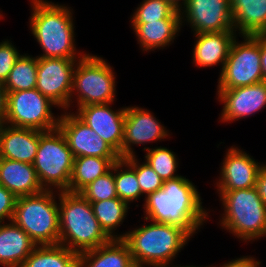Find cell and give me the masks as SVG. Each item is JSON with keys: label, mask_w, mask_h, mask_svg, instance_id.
Returning <instances> with one entry per match:
<instances>
[{"label": "cell", "mask_w": 266, "mask_h": 267, "mask_svg": "<svg viewBox=\"0 0 266 267\" xmlns=\"http://www.w3.org/2000/svg\"><path fill=\"white\" fill-rule=\"evenodd\" d=\"M21 267H79V254L60 244L36 246Z\"/></svg>", "instance_id": "cell-27"}, {"label": "cell", "mask_w": 266, "mask_h": 267, "mask_svg": "<svg viewBox=\"0 0 266 267\" xmlns=\"http://www.w3.org/2000/svg\"><path fill=\"white\" fill-rule=\"evenodd\" d=\"M260 57L263 77L266 81V34H260Z\"/></svg>", "instance_id": "cell-39"}, {"label": "cell", "mask_w": 266, "mask_h": 267, "mask_svg": "<svg viewBox=\"0 0 266 267\" xmlns=\"http://www.w3.org/2000/svg\"><path fill=\"white\" fill-rule=\"evenodd\" d=\"M214 192L217 193L218 199L215 201H219L221 210L211 206L209 222H216L217 228L242 243L240 247L266 239V205L256 187ZM217 210L219 211L216 212Z\"/></svg>", "instance_id": "cell-3"}, {"label": "cell", "mask_w": 266, "mask_h": 267, "mask_svg": "<svg viewBox=\"0 0 266 267\" xmlns=\"http://www.w3.org/2000/svg\"><path fill=\"white\" fill-rule=\"evenodd\" d=\"M256 188L260 198L262 199L263 203L266 205V162L261 167L257 181H256Z\"/></svg>", "instance_id": "cell-37"}, {"label": "cell", "mask_w": 266, "mask_h": 267, "mask_svg": "<svg viewBox=\"0 0 266 267\" xmlns=\"http://www.w3.org/2000/svg\"><path fill=\"white\" fill-rule=\"evenodd\" d=\"M40 130L0 124V158L34 163Z\"/></svg>", "instance_id": "cell-20"}, {"label": "cell", "mask_w": 266, "mask_h": 267, "mask_svg": "<svg viewBox=\"0 0 266 267\" xmlns=\"http://www.w3.org/2000/svg\"><path fill=\"white\" fill-rule=\"evenodd\" d=\"M181 29L190 34L235 31L230 0H187L180 11Z\"/></svg>", "instance_id": "cell-15"}, {"label": "cell", "mask_w": 266, "mask_h": 267, "mask_svg": "<svg viewBox=\"0 0 266 267\" xmlns=\"http://www.w3.org/2000/svg\"><path fill=\"white\" fill-rule=\"evenodd\" d=\"M114 180L120 200L127 202L132 208L135 206L136 209L143 205L145 197L141 193L135 169L124 158L114 163Z\"/></svg>", "instance_id": "cell-28"}, {"label": "cell", "mask_w": 266, "mask_h": 267, "mask_svg": "<svg viewBox=\"0 0 266 267\" xmlns=\"http://www.w3.org/2000/svg\"><path fill=\"white\" fill-rule=\"evenodd\" d=\"M11 37L0 40V82L5 83L16 60L23 53Z\"/></svg>", "instance_id": "cell-34"}, {"label": "cell", "mask_w": 266, "mask_h": 267, "mask_svg": "<svg viewBox=\"0 0 266 267\" xmlns=\"http://www.w3.org/2000/svg\"><path fill=\"white\" fill-rule=\"evenodd\" d=\"M73 162L72 151L58 127L49 131H40L33 166L44 190L69 192Z\"/></svg>", "instance_id": "cell-8"}, {"label": "cell", "mask_w": 266, "mask_h": 267, "mask_svg": "<svg viewBox=\"0 0 266 267\" xmlns=\"http://www.w3.org/2000/svg\"><path fill=\"white\" fill-rule=\"evenodd\" d=\"M17 197L0 184V223L12 221Z\"/></svg>", "instance_id": "cell-35"}, {"label": "cell", "mask_w": 266, "mask_h": 267, "mask_svg": "<svg viewBox=\"0 0 266 267\" xmlns=\"http://www.w3.org/2000/svg\"><path fill=\"white\" fill-rule=\"evenodd\" d=\"M58 128L63 133L73 157L121 158L98 134L74 112L62 111Z\"/></svg>", "instance_id": "cell-17"}, {"label": "cell", "mask_w": 266, "mask_h": 267, "mask_svg": "<svg viewBox=\"0 0 266 267\" xmlns=\"http://www.w3.org/2000/svg\"><path fill=\"white\" fill-rule=\"evenodd\" d=\"M27 28L41 49L37 57L82 58L89 51L78 48L76 10L69 3L53 0H28ZM82 49V50H81Z\"/></svg>", "instance_id": "cell-2"}, {"label": "cell", "mask_w": 266, "mask_h": 267, "mask_svg": "<svg viewBox=\"0 0 266 267\" xmlns=\"http://www.w3.org/2000/svg\"><path fill=\"white\" fill-rule=\"evenodd\" d=\"M12 221L22 228L37 246L59 244L58 191L17 197Z\"/></svg>", "instance_id": "cell-7"}, {"label": "cell", "mask_w": 266, "mask_h": 267, "mask_svg": "<svg viewBox=\"0 0 266 267\" xmlns=\"http://www.w3.org/2000/svg\"><path fill=\"white\" fill-rule=\"evenodd\" d=\"M156 114L140 104L126 106L122 158L139 155L135 148L140 147L138 150L145 152L154 144L156 147L160 142L173 139V132Z\"/></svg>", "instance_id": "cell-11"}, {"label": "cell", "mask_w": 266, "mask_h": 267, "mask_svg": "<svg viewBox=\"0 0 266 267\" xmlns=\"http://www.w3.org/2000/svg\"><path fill=\"white\" fill-rule=\"evenodd\" d=\"M128 226L130 228L123 240L130 249L136 267L178 265L179 254L183 255L182 251L193 239L181 227L156 223L143 217L136 224L134 222Z\"/></svg>", "instance_id": "cell-4"}, {"label": "cell", "mask_w": 266, "mask_h": 267, "mask_svg": "<svg viewBox=\"0 0 266 267\" xmlns=\"http://www.w3.org/2000/svg\"><path fill=\"white\" fill-rule=\"evenodd\" d=\"M163 1L168 2L173 8H175L179 12L184 8L187 2V0H163Z\"/></svg>", "instance_id": "cell-40"}, {"label": "cell", "mask_w": 266, "mask_h": 267, "mask_svg": "<svg viewBox=\"0 0 266 267\" xmlns=\"http://www.w3.org/2000/svg\"><path fill=\"white\" fill-rule=\"evenodd\" d=\"M90 203L93 213L105 233L111 239H123L128 231L127 225L124 227L123 223H128L126 220L129 218L132 207L118 197ZM122 226L127 228V231H121Z\"/></svg>", "instance_id": "cell-25"}, {"label": "cell", "mask_w": 266, "mask_h": 267, "mask_svg": "<svg viewBox=\"0 0 266 267\" xmlns=\"http://www.w3.org/2000/svg\"><path fill=\"white\" fill-rule=\"evenodd\" d=\"M116 105V102L90 104L79 107L74 113L122 158L126 104Z\"/></svg>", "instance_id": "cell-16"}, {"label": "cell", "mask_w": 266, "mask_h": 267, "mask_svg": "<svg viewBox=\"0 0 266 267\" xmlns=\"http://www.w3.org/2000/svg\"><path fill=\"white\" fill-rule=\"evenodd\" d=\"M215 90V102L222 107L216 120L220 125L236 124L266 109L265 80L249 86Z\"/></svg>", "instance_id": "cell-13"}, {"label": "cell", "mask_w": 266, "mask_h": 267, "mask_svg": "<svg viewBox=\"0 0 266 267\" xmlns=\"http://www.w3.org/2000/svg\"><path fill=\"white\" fill-rule=\"evenodd\" d=\"M135 37L136 45L142 54L167 50L177 42L182 32L180 12L173 17L159 21H148L144 24H129L128 26Z\"/></svg>", "instance_id": "cell-19"}, {"label": "cell", "mask_w": 266, "mask_h": 267, "mask_svg": "<svg viewBox=\"0 0 266 267\" xmlns=\"http://www.w3.org/2000/svg\"><path fill=\"white\" fill-rule=\"evenodd\" d=\"M216 89H232L264 81L260 57V34L237 35L233 40Z\"/></svg>", "instance_id": "cell-9"}, {"label": "cell", "mask_w": 266, "mask_h": 267, "mask_svg": "<svg viewBox=\"0 0 266 267\" xmlns=\"http://www.w3.org/2000/svg\"><path fill=\"white\" fill-rule=\"evenodd\" d=\"M79 193L89 202L118 197L114 180V164L107 173L88 184Z\"/></svg>", "instance_id": "cell-32"}, {"label": "cell", "mask_w": 266, "mask_h": 267, "mask_svg": "<svg viewBox=\"0 0 266 267\" xmlns=\"http://www.w3.org/2000/svg\"><path fill=\"white\" fill-rule=\"evenodd\" d=\"M117 77L115 68L103 55L88 52L74 69L69 111L90 104L118 102Z\"/></svg>", "instance_id": "cell-6"}, {"label": "cell", "mask_w": 266, "mask_h": 267, "mask_svg": "<svg viewBox=\"0 0 266 267\" xmlns=\"http://www.w3.org/2000/svg\"><path fill=\"white\" fill-rule=\"evenodd\" d=\"M0 184L16 197L33 195L44 189L33 164L0 158Z\"/></svg>", "instance_id": "cell-22"}, {"label": "cell", "mask_w": 266, "mask_h": 267, "mask_svg": "<svg viewBox=\"0 0 266 267\" xmlns=\"http://www.w3.org/2000/svg\"><path fill=\"white\" fill-rule=\"evenodd\" d=\"M79 267H136L127 243L111 239L108 243L79 254Z\"/></svg>", "instance_id": "cell-23"}, {"label": "cell", "mask_w": 266, "mask_h": 267, "mask_svg": "<svg viewBox=\"0 0 266 267\" xmlns=\"http://www.w3.org/2000/svg\"><path fill=\"white\" fill-rule=\"evenodd\" d=\"M186 175L165 180L163 186L150 193L140 207L141 217L156 223L183 228L194 240L210 224V206L204 205L202 192Z\"/></svg>", "instance_id": "cell-1"}, {"label": "cell", "mask_w": 266, "mask_h": 267, "mask_svg": "<svg viewBox=\"0 0 266 267\" xmlns=\"http://www.w3.org/2000/svg\"><path fill=\"white\" fill-rule=\"evenodd\" d=\"M165 145H158L142 152L144 154L143 160L152 167L163 181L182 175L179 173V170H181L180 165L182 164L179 153L167 147V144Z\"/></svg>", "instance_id": "cell-30"}, {"label": "cell", "mask_w": 266, "mask_h": 267, "mask_svg": "<svg viewBox=\"0 0 266 267\" xmlns=\"http://www.w3.org/2000/svg\"><path fill=\"white\" fill-rule=\"evenodd\" d=\"M140 156L124 158L136 172L142 195L146 198L150 193L159 190L163 186V180Z\"/></svg>", "instance_id": "cell-33"}, {"label": "cell", "mask_w": 266, "mask_h": 267, "mask_svg": "<svg viewBox=\"0 0 266 267\" xmlns=\"http://www.w3.org/2000/svg\"><path fill=\"white\" fill-rule=\"evenodd\" d=\"M4 12L5 11H3L2 8H0V21H2V20L4 21L5 20V17L6 16H5V13Z\"/></svg>", "instance_id": "cell-42"}, {"label": "cell", "mask_w": 266, "mask_h": 267, "mask_svg": "<svg viewBox=\"0 0 266 267\" xmlns=\"http://www.w3.org/2000/svg\"><path fill=\"white\" fill-rule=\"evenodd\" d=\"M256 267H264L263 262L261 261Z\"/></svg>", "instance_id": "cell-43"}, {"label": "cell", "mask_w": 266, "mask_h": 267, "mask_svg": "<svg viewBox=\"0 0 266 267\" xmlns=\"http://www.w3.org/2000/svg\"><path fill=\"white\" fill-rule=\"evenodd\" d=\"M120 158L75 157L69 192L79 193L88 184L107 173Z\"/></svg>", "instance_id": "cell-26"}, {"label": "cell", "mask_w": 266, "mask_h": 267, "mask_svg": "<svg viewBox=\"0 0 266 267\" xmlns=\"http://www.w3.org/2000/svg\"><path fill=\"white\" fill-rule=\"evenodd\" d=\"M81 58L37 57L36 89L55 103L60 110L69 111L73 73Z\"/></svg>", "instance_id": "cell-14"}, {"label": "cell", "mask_w": 266, "mask_h": 267, "mask_svg": "<svg viewBox=\"0 0 266 267\" xmlns=\"http://www.w3.org/2000/svg\"><path fill=\"white\" fill-rule=\"evenodd\" d=\"M7 114V91L4 83L0 82V124L5 123Z\"/></svg>", "instance_id": "cell-38"}, {"label": "cell", "mask_w": 266, "mask_h": 267, "mask_svg": "<svg viewBox=\"0 0 266 267\" xmlns=\"http://www.w3.org/2000/svg\"><path fill=\"white\" fill-rule=\"evenodd\" d=\"M36 246L13 221L0 223V267H21Z\"/></svg>", "instance_id": "cell-21"}, {"label": "cell", "mask_w": 266, "mask_h": 267, "mask_svg": "<svg viewBox=\"0 0 266 267\" xmlns=\"http://www.w3.org/2000/svg\"><path fill=\"white\" fill-rule=\"evenodd\" d=\"M190 262H188L186 265L184 263H181V264H178V265H173V266H165V267H209L207 264L206 265H201L198 264L197 265H194V263L192 265L189 264Z\"/></svg>", "instance_id": "cell-41"}, {"label": "cell", "mask_w": 266, "mask_h": 267, "mask_svg": "<svg viewBox=\"0 0 266 267\" xmlns=\"http://www.w3.org/2000/svg\"><path fill=\"white\" fill-rule=\"evenodd\" d=\"M139 3V4H138ZM128 17L129 24H144L173 17L178 11L163 0H141Z\"/></svg>", "instance_id": "cell-31"}, {"label": "cell", "mask_w": 266, "mask_h": 267, "mask_svg": "<svg viewBox=\"0 0 266 267\" xmlns=\"http://www.w3.org/2000/svg\"><path fill=\"white\" fill-rule=\"evenodd\" d=\"M238 35L266 34V0H230Z\"/></svg>", "instance_id": "cell-24"}, {"label": "cell", "mask_w": 266, "mask_h": 267, "mask_svg": "<svg viewBox=\"0 0 266 267\" xmlns=\"http://www.w3.org/2000/svg\"><path fill=\"white\" fill-rule=\"evenodd\" d=\"M27 52L24 51L16 60L4 83L7 93L36 87L37 56Z\"/></svg>", "instance_id": "cell-29"}, {"label": "cell", "mask_w": 266, "mask_h": 267, "mask_svg": "<svg viewBox=\"0 0 266 267\" xmlns=\"http://www.w3.org/2000/svg\"><path fill=\"white\" fill-rule=\"evenodd\" d=\"M259 256L257 257L256 254L254 255H248L244 254L241 256L236 257L234 256V258L231 259H227L226 261L223 260V262L221 263H208L209 267H256L261 261H263L262 259H258Z\"/></svg>", "instance_id": "cell-36"}, {"label": "cell", "mask_w": 266, "mask_h": 267, "mask_svg": "<svg viewBox=\"0 0 266 267\" xmlns=\"http://www.w3.org/2000/svg\"><path fill=\"white\" fill-rule=\"evenodd\" d=\"M237 35L236 31L191 34L194 40L190 52L192 67L199 70L216 67L220 74Z\"/></svg>", "instance_id": "cell-18"}, {"label": "cell", "mask_w": 266, "mask_h": 267, "mask_svg": "<svg viewBox=\"0 0 266 267\" xmlns=\"http://www.w3.org/2000/svg\"><path fill=\"white\" fill-rule=\"evenodd\" d=\"M58 206L60 245L80 254L111 240L99 225L91 203L80 193L58 191Z\"/></svg>", "instance_id": "cell-5"}, {"label": "cell", "mask_w": 266, "mask_h": 267, "mask_svg": "<svg viewBox=\"0 0 266 267\" xmlns=\"http://www.w3.org/2000/svg\"><path fill=\"white\" fill-rule=\"evenodd\" d=\"M61 112L36 88L7 93L5 123L8 125L49 131L58 127Z\"/></svg>", "instance_id": "cell-10"}, {"label": "cell", "mask_w": 266, "mask_h": 267, "mask_svg": "<svg viewBox=\"0 0 266 267\" xmlns=\"http://www.w3.org/2000/svg\"><path fill=\"white\" fill-rule=\"evenodd\" d=\"M241 145L232 144L223 151L216 177L210 184L216 191H232L256 187L258 173L266 160L256 159ZM255 157V158H254ZM215 178V179H214Z\"/></svg>", "instance_id": "cell-12"}]
</instances>
